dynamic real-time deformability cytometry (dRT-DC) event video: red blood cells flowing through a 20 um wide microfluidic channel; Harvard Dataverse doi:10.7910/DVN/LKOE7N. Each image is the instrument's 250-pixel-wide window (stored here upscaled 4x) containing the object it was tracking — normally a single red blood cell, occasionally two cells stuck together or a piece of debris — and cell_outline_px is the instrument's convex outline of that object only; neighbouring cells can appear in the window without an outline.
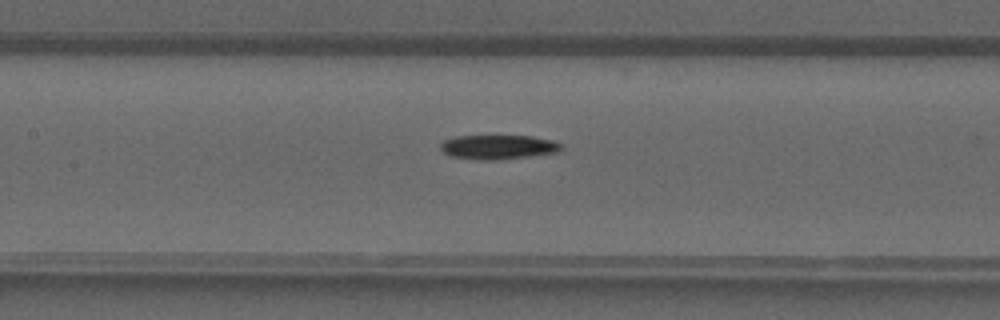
{"species": "common noctule bat (a hibernating species)", "species_latin": "Nyctalus noctula", "temperature_condition": "warm", "stored_images_in_passage": 38, "camera_frame_rate_fps": 3000, "um_per_image_px": 0.085, "animal": {"sex": "male", "forearm_length_mm": 52.5}, "frame": {"image": 1, "passage_image": 17, "time_ms": 5.333, "image_size_px": [1000, 320], "cell_outline_px": [[564, 148], [556, 152], [500, 160], [480, 160], [452, 156], [444, 152], [440, 148], [440, 144], [444, 140], [456, 136], [532, 136], [552, 140], [564, 144]], "centroid_in_image_um": [42.37, 12.49], "position_along_channel_um": 165.0, "area_um2": 17.11}}
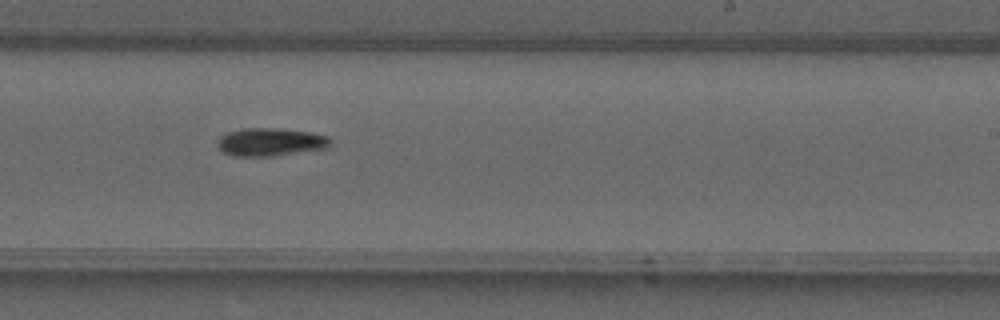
{"frame": {"image": 2, "passage_image": 23, "time_ms": 7.333, "image_size_px": [1000, 320], "cell_outline_px": [[332, 144], [328, 148], [272, 156], [232, 156], [224, 152], [220, 148], [220, 136], [228, 132], [240, 128], [280, 128], [312, 132], [328, 136], [332, 140]], "centroid_in_image_um": [23.06, 12.06], "position_along_channel_um": 265.9, "area_um2": 18.5}}
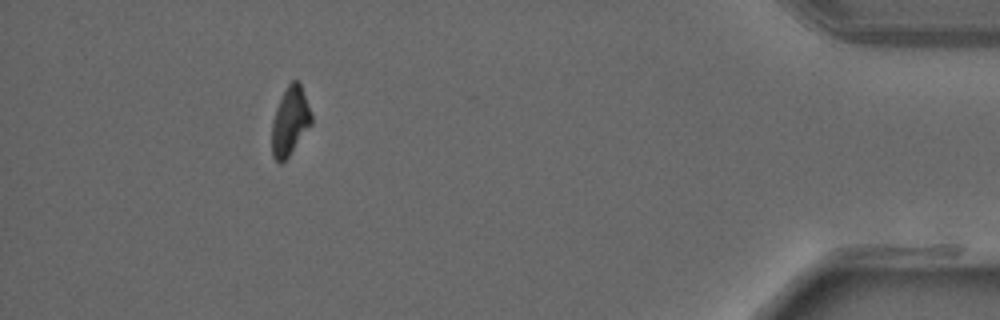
{"frame": {"image": 3, "passage_image": 35, "time_ms": 11.333, "image_size_px": [1000, 320], "cell_outline_px": [[312, 124], [288, 156], [280, 164], [272, 156], [272, 120], [276, 108], [288, 84], [292, 80], [296, 80], [300, 84], [312, 112]], "centroid_in_image_um": [24.66, 10.3], "position_along_channel_um": 410.5, "area_um2": 15.61}}